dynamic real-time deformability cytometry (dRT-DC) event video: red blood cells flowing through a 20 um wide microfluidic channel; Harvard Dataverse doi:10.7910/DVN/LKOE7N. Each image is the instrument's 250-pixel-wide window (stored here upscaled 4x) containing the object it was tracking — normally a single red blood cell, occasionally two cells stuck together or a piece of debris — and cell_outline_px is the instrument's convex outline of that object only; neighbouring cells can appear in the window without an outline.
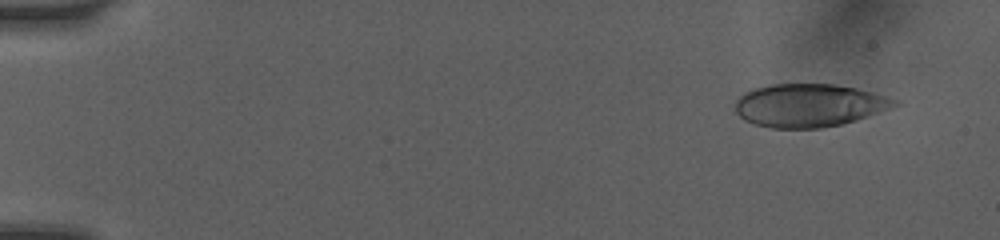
{"species": "human", "species_latin": "Homo sapiens", "temperature_condition": "room temperature", "stored_images_in_passage": 12, "camera_frame_rate_fps": 3000, "um_per_image_px": 0.085, "donor": {"sex": "female"}, "frame": {"image": 1, "passage_image": 1, "time_ms": 0.0, "image_size_px": [1000, 240], "cell_outline_px": [[900, 104], [856, 120], [840, 124], [820, 128], [772, 128], [756, 124], [744, 120], [736, 112], [736, 100], [744, 92], [752, 88], [772, 84], [836, 84], [876, 92], [900, 100]], "centroid_in_image_um": [68.79, 8.94], "position_along_channel_um": 16.2, "area_um2": 40.06}}
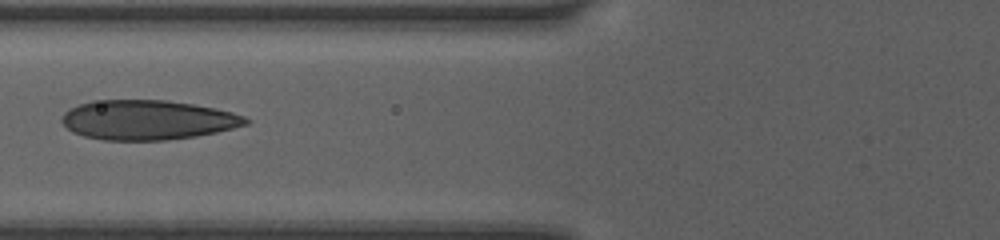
{"frame": {"image": 2, "passage_image": 7, "time_ms": 5.667, "image_size_px": [1000, 240], "cell_outline_px": [[252, 120], [248, 124], [216, 132], [196, 136], [164, 140], [104, 140], [84, 136], [72, 132], [60, 120], [64, 112], [68, 108], [92, 100], [168, 100], [216, 108], [232, 112], [244, 116]], "centroid_in_image_um": [12.53, 10.19], "position_along_channel_um": 113.3, "area_um2": 42.6}}
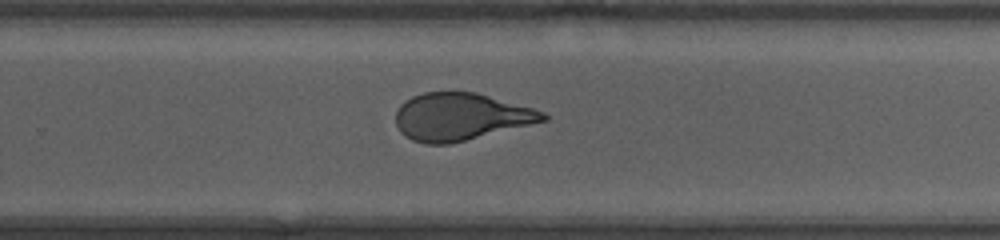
{"frame": {"image": 3, "passage_image": 12, "time_ms": 10.0, "image_size_px": [1000, 240], "cell_outline_px": [[548, 120], [448, 144], [424, 144], [412, 140], [404, 136], [400, 132], [396, 124], [396, 112], [400, 104], [404, 100], [412, 96], [424, 92], [476, 92], [532, 108], [544, 112], [548, 116]], "centroid_in_image_um": [39.11, 9.92], "position_along_channel_um": 290.7, "area_um2": 40.46}}